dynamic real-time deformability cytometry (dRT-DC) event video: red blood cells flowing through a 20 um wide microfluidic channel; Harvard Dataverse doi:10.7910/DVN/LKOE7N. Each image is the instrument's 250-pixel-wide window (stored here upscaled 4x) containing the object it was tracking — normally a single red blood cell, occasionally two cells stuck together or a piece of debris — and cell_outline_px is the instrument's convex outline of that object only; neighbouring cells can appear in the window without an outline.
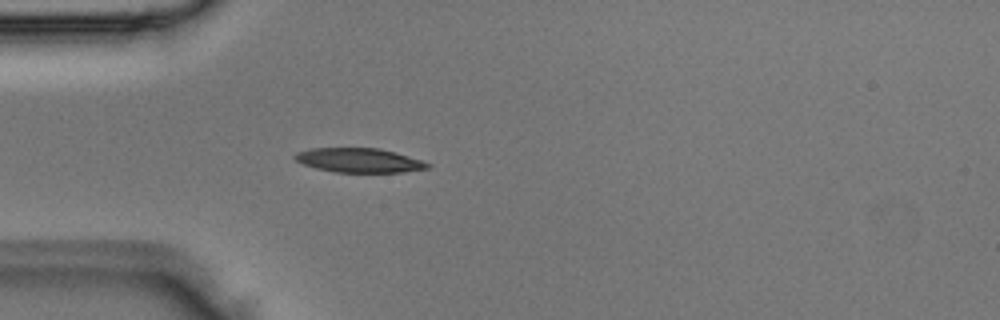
{"species": "Egyptian fruit bat (a non-hibernating species)", "species_latin": "Rousettus aegyptiacus", "temperature_condition": "room temperature", "stored_images_in_passage": 1, "camera_frame_rate_fps": 3000, "um_per_image_px": 0.085, "animal": {"sex": "male"}, "frame": {"image": 1, "passage_image": 1, "time_ms": 0.0, "image_size_px": [1000, 320], "cell_outline_px": [[432, 168], [400, 172], [336, 172], [316, 168], [304, 164], [296, 160], [292, 156], [296, 152], [312, 148], [380, 148], [420, 160], [432, 164]], "centroid_in_image_um": [30.52, 13.62], "position_along_channel_um": 54.5, "area_um2": 18.67}}